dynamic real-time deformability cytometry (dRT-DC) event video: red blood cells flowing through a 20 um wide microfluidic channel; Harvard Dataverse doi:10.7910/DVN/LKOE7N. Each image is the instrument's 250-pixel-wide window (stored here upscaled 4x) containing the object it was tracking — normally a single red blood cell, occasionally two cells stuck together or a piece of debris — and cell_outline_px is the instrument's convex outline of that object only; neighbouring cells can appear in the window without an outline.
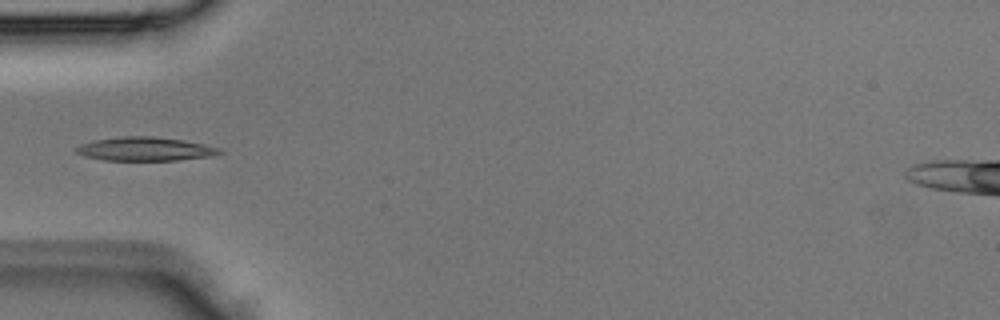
{"species": "Egyptian fruit bat (a non-hibernating species)", "species_latin": "Rousettus aegyptiacus", "temperature_condition": "room temperature", "stored_images_in_passage": 4, "camera_frame_rate_fps": 3000, "um_per_image_px": 0.085, "animal": {"sex": "male"}, "frame": {"image": 1, "passage_image": 4, "time_ms": 1.0, "image_size_px": [1000, 320], "cell_outline_px": [[224, 152], [212, 156], [176, 160], [104, 160], [88, 156], [76, 152], [72, 148], [80, 144], [92, 140], [120, 136], [152, 136], [184, 140], [204, 144], [220, 148]], "centroid_in_image_um": [12.33, 12.65], "position_along_channel_um": 72.7, "area_um2": 19.88}}